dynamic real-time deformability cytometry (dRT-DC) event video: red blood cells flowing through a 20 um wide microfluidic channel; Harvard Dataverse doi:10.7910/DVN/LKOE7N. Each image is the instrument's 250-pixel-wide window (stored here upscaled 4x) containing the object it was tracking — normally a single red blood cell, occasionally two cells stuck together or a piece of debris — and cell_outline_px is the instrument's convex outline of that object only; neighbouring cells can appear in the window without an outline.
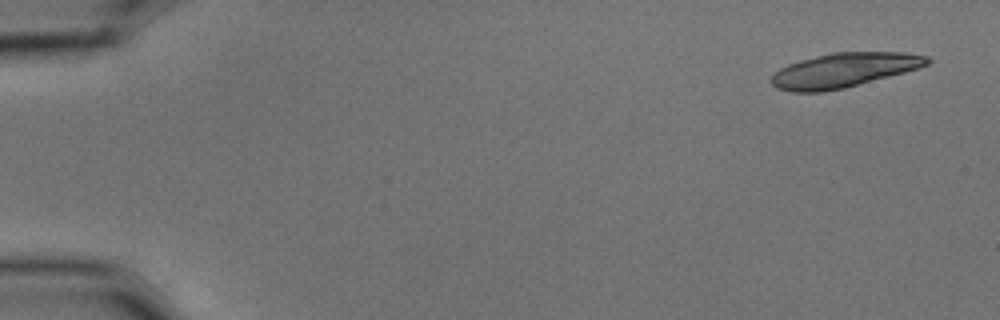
{"species": "common noctule bat (a hibernating species)", "species_latin": "Nyctalus noctula", "temperature_condition": "cold", "stored_images_in_passage": 4, "camera_frame_rate_fps": 3000, "um_per_image_px": 0.085, "animal": {"sex": "male", "body_mass_g": 15.6}, "frame": {"image": 1, "passage_image": 1, "time_ms": 0.0, "image_size_px": [1000, 320], "cell_outline_px": [[932, 60], [928, 64], [920, 68], [844, 88], [824, 92], [792, 92], [776, 88], [772, 84], [772, 76], [780, 68], [788, 64], [800, 60], [832, 52], [904, 52], [928, 56]], "centroid_in_image_um": [71.75, 5.96], "position_along_channel_um": 13.3, "area_um2": 31.21}}